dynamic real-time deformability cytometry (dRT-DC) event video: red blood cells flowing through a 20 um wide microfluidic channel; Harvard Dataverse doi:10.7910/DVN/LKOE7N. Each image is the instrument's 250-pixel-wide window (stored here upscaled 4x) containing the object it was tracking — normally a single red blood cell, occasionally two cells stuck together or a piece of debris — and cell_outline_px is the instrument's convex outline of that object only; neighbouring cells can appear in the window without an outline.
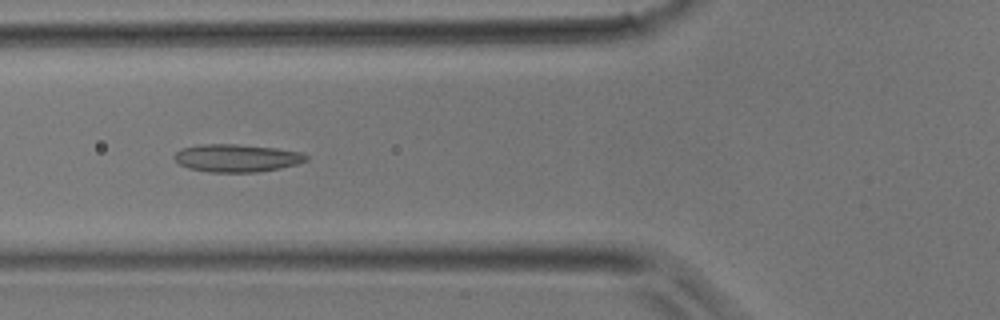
{"species": "common noctule bat (a hibernating species)", "species_latin": "Nyctalus noctula", "temperature_condition": "room temperature", "stored_images_in_passage": 36, "camera_frame_rate_fps": 3000, "um_per_image_px": 0.085, "animal": {"sex": "male", "body_mass_g": 17.9}, "frame": {"image": 1, "passage_image": 11, "time_ms": 3.333, "image_size_px": [1000, 320], "cell_outline_px": [[308, 160], [296, 164], [280, 168], [256, 172], [208, 172], [188, 168], [180, 164], [172, 156], [180, 148], [200, 144], [236, 144], [276, 148], [304, 152], [308, 156]], "centroid_in_image_um": [20.12, 13.42], "position_along_channel_um": 105.7, "area_um2": 21.44}}
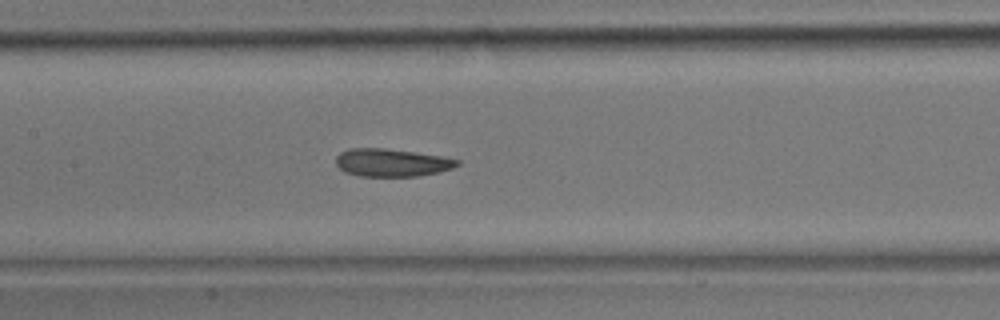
{"frame": {"image": 2, "passage_image": 15, "time_ms": 4.667, "image_size_px": [1000, 320], "cell_outline_px": [[460, 164], [452, 168], [440, 172], [420, 176], [360, 176], [344, 172], [336, 164], [336, 156], [340, 152], [348, 148], [384, 148], [440, 156], [460, 160]], "centroid_in_image_um": [33.28, 13.82], "position_along_channel_um": 174.1, "area_um2": 19.65}}
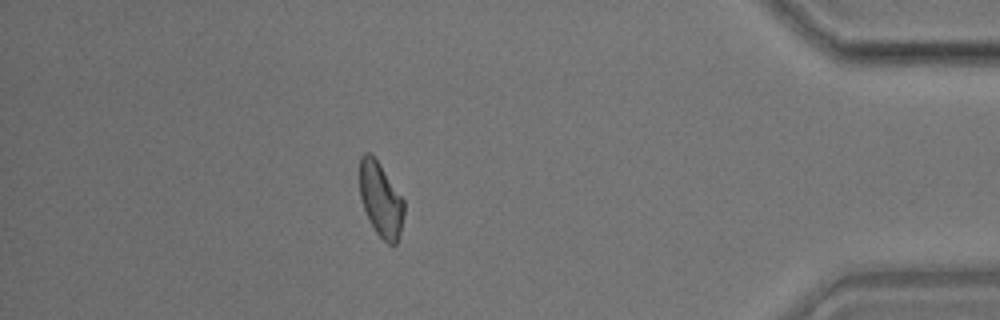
{"frame": {"image": 3, "passage_image": 31, "time_ms": 10.0, "image_size_px": [1000, 320], "cell_outline_px": [[404, 212], [400, 236], [396, 244], [392, 248], [376, 232], [364, 208], [360, 196], [360, 156], [364, 152], [372, 152], [404, 200]], "centroid_in_image_um": [32.37, 16.96], "position_along_channel_um": 402.8, "area_um2": 19.25}}